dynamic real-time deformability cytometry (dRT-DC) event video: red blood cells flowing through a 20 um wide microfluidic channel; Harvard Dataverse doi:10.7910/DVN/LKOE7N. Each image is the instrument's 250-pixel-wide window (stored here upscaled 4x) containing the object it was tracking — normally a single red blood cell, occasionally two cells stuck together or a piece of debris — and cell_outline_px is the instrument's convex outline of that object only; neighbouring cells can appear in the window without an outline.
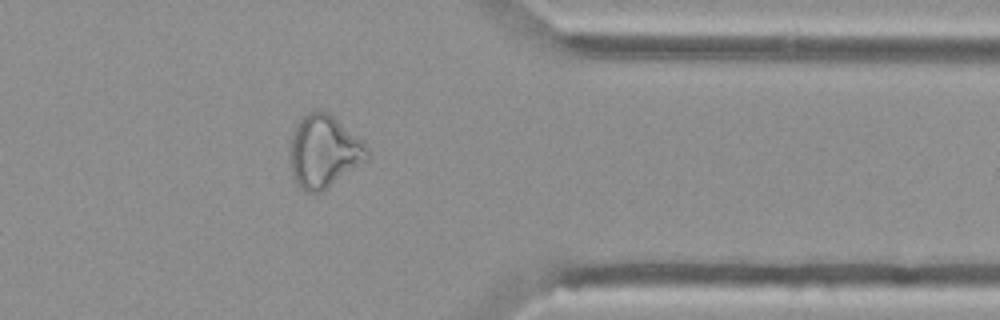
{"species": "Egyptian fruit bat (a non-hibernating species)", "species_latin": "Rousettus aegyptiacus", "temperature_condition": "cold", "stored_images_in_passage": 54, "camera_frame_rate_fps": 3000, "um_per_image_px": 0.085, "animal": {"sex": "female"}, "frame": {"image": 1, "passage_image": 44, "time_ms": 14.333, "image_size_px": [1000, 320], "cell_outline_px": [[368, 160], [320, 192], [304, 192], [296, 184], [292, 176], [292, 132], [300, 116], [316, 108], [328, 112], [364, 140], [368, 148]], "centroid_in_image_um": [27.55, 12.83], "position_along_channel_um": 383.8, "area_um2": 32.71}}
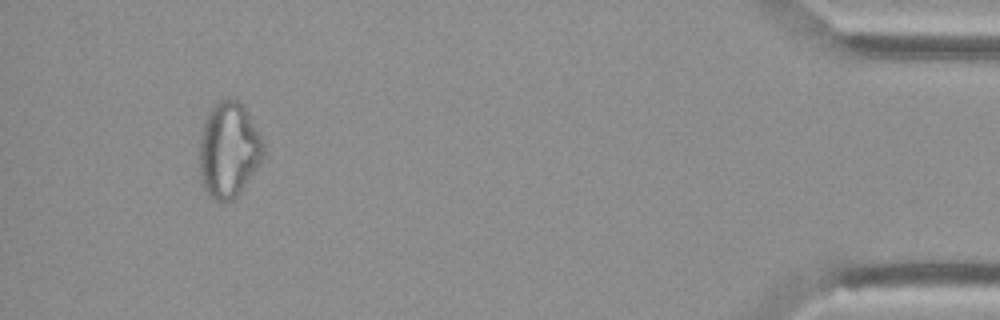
{"frame": {"image": 2, "passage_image": 51, "time_ms": 16.667, "image_size_px": [1000, 320], "cell_outline_px": [[264, 156], [240, 192], [232, 200], [224, 204], [216, 200], [204, 188], [200, 180], [200, 132], [208, 112], [212, 104], [224, 96], [232, 96], [240, 100], [244, 104], [264, 144]], "centroid_in_image_um": [19.43, 12.67], "position_along_channel_um": 415.8, "area_um2": 36.07}}